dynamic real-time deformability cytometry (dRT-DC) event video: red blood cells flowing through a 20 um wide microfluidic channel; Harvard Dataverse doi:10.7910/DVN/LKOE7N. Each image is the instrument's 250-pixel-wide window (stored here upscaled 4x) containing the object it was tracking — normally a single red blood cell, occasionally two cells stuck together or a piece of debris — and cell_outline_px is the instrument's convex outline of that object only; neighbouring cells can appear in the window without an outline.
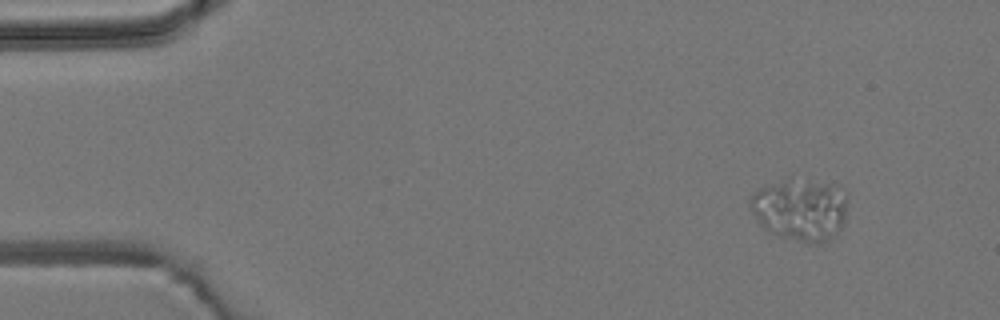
{"species": "common noctule bat (a hibernating species)", "species_latin": "Nyctalus noctula", "temperature_condition": "room temperature", "stored_images_in_passage": 5, "segment_of_instrument_passage": [2, 2], "camera_frame_rate_fps": 3000, "um_per_image_px": 0.085, "animal": {"sex": "male", "body_mass_g": 19.2, "forearm_length_mm": 51.8}, "frame": {"image": 1, "passage_image": 5, "time_ms": 6.333, "image_size_px": [1000, 320], "cell_outline_px": [[848, 200], [844, 224], [824, 244], [812, 244], [780, 236], [768, 232], [764, 228], [752, 212], [748, 204], [752, 192], [760, 188], [788, 176], [840, 184], [848, 192]], "centroid_in_image_um": [68.07, 17.75], "position_along_channel_um": 16.9, "area_um2": 36.59}}